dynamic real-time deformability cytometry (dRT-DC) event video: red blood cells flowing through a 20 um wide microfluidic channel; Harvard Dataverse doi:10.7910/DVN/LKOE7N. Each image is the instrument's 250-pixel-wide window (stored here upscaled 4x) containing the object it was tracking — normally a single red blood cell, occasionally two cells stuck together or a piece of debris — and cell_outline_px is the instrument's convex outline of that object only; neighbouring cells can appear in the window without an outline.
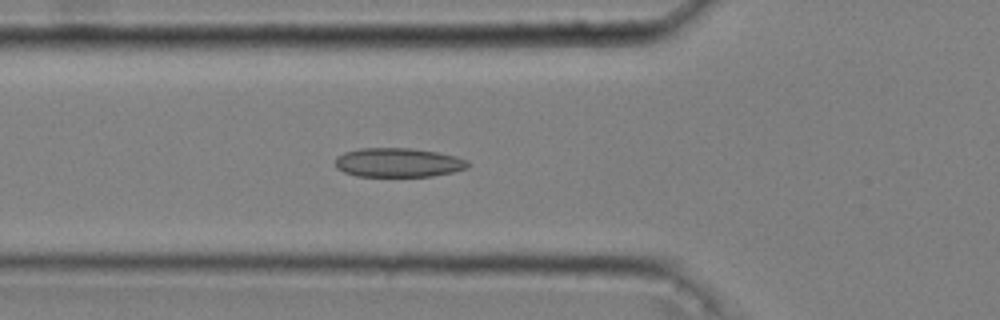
{"species": "common noctule bat (a hibernating species)", "species_latin": "Nyctalus noctula", "temperature_condition": "cold", "stored_images_in_passage": 51, "camera_frame_rate_fps": 3000, "um_per_image_px": 0.085, "animal": {"sex": "male", "body_mass_g": 20.4}, "frame": {"image": 1, "passage_image": 18, "time_ms": 5.667, "image_size_px": [1000, 320], "cell_outline_px": [[472, 164], [468, 168], [452, 172], [432, 176], [356, 176], [344, 172], [336, 168], [336, 156], [344, 152], [360, 148], [412, 148], [436, 152], [456, 156], [468, 160]], "centroid_in_image_um": [33.87, 13.81], "position_along_channel_um": 91.9, "area_um2": 22.66}}
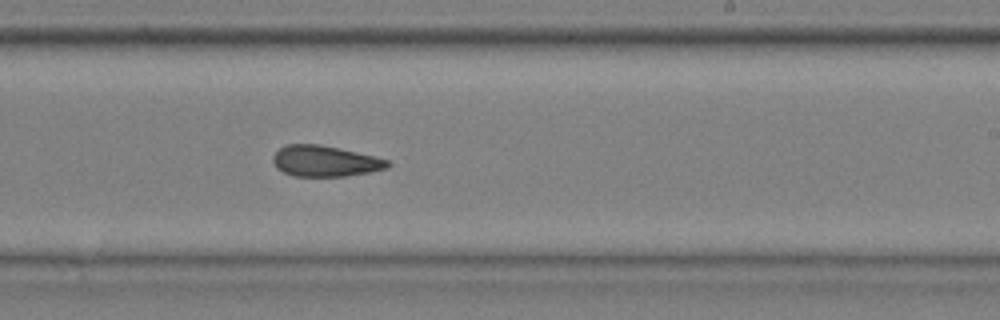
{"frame": {"image": 2, "passage_image": 32, "time_ms": 10.333, "image_size_px": [1000, 320], "cell_outline_px": [[392, 164], [388, 168], [368, 172], [344, 176], [292, 176], [276, 168], [272, 160], [272, 156], [280, 148], [288, 144], [320, 144], [340, 148], [376, 156], [388, 160]], "centroid_in_image_um": [27.63, 13.69], "position_along_channel_um": 261.4, "area_um2": 20.75}}
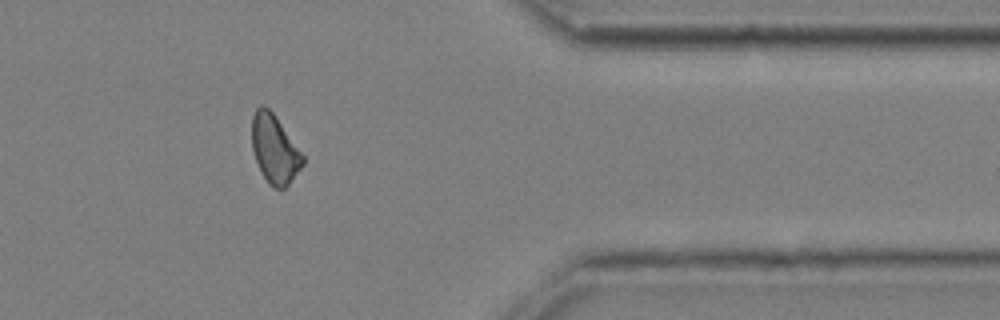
{"frame": {"image": 3, "passage_image": 44, "time_ms": 14.333, "image_size_px": [1000, 320], "cell_outline_px": [[304, 164], [288, 184], [284, 188], [276, 188], [268, 184], [260, 172], [252, 148], [252, 116], [256, 108], [260, 104], [264, 104], [276, 116], [304, 156]], "centroid_in_image_um": [23.32, 12.66], "position_along_channel_um": 388.1, "area_um2": 20.29}, "authors_computed_cell_mechanics": {"area_um2": 21.097, "velocity_mm_per_s": 3.638, "shape_relaxation_time_tau1_ms": null, "shape_relaxation_time_tau2_ms": 6.7045, "deformation_change_tau1": null, "deformation_change_tau2": 0.1359}}